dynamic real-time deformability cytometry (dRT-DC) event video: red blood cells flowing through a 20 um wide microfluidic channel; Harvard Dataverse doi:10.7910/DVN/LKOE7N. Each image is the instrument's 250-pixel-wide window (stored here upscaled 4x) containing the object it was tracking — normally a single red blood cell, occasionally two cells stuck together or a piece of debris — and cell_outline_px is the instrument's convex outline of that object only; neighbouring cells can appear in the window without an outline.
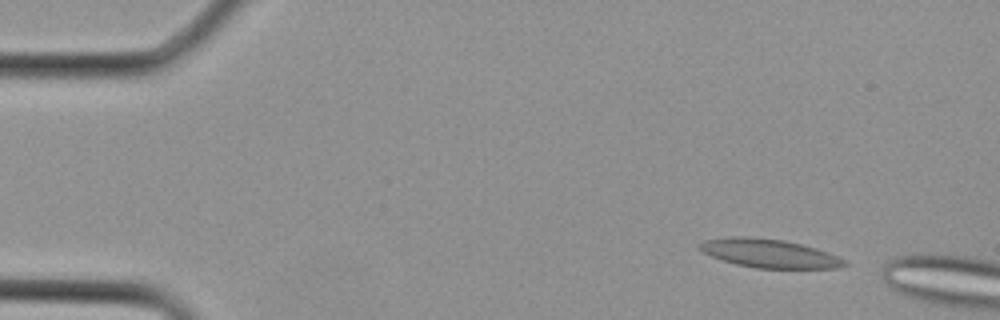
{"species": "Egyptian fruit bat (a non-hibernating species)", "species_latin": "Rousettus aegyptiacus", "temperature_condition": "cold", "stored_images_in_passage": 3, "camera_frame_rate_fps": 3000, "um_per_image_px": 0.085, "animal": {"sex": "female"}, "frame": {"image": 1, "passage_image": 1, "time_ms": 0.0, "image_size_px": [1000, 320], "cell_outline_px": [[848, 264], [840, 268], [756, 268], [736, 264], [712, 256], [704, 252], [696, 244], [704, 240], [732, 236], [748, 236], [784, 240], [816, 248], [828, 252], [848, 260]], "centroid_in_image_um": [65.42, 21.53], "position_along_channel_um": 19.6, "area_um2": 24.16}}